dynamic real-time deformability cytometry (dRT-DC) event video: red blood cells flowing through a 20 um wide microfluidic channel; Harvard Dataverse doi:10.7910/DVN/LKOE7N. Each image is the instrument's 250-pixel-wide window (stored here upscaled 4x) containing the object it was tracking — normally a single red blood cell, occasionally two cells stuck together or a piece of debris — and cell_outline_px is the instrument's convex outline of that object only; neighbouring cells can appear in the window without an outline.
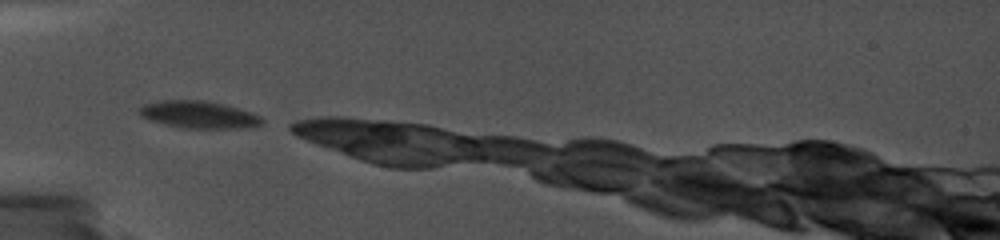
{"species": "common noctule bat (a hibernating species)", "species_latin": "Nyctalus noctula", "temperature_condition": "cold", "stored_images_in_passage": 5, "camera_frame_rate_fps": 5000, "um_per_image_px": 0.085, "animal": {"sex": "female", "body_mass_g": 19.0, "forearm_length_mm": 56.7}, "frame": {"image": 1, "passage_image": 1, "time_ms": 0.0, "image_size_px": [1000, 240], "cell_outline_px": [[264, 120], [260, 124], [240, 128], [180, 128], [152, 120], [140, 116], [140, 108], [144, 104], [160, 100], [204, 100], [224, 104], [260, 116]], "centroid_in_image_um": [16.86, 9.74], "position_along_channel_um": 68.1, "area_um2": 19.13}}